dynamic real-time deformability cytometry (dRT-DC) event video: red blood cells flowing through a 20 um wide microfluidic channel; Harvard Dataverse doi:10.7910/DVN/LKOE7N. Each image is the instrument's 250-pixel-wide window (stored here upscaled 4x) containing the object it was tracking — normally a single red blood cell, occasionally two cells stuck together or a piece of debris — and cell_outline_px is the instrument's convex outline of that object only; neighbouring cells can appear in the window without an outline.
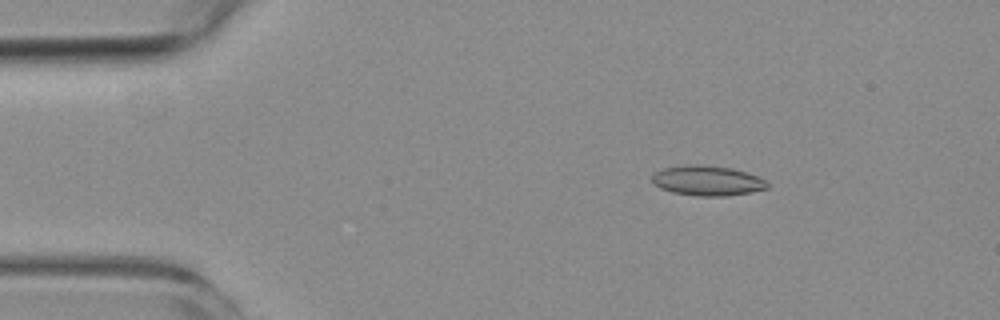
{"species": "common noctule bat (a hibernating species)", "species_latin": "Nyctalus noctula", "temperature_condition": "room temperature", "stored_images_in_passage": 4, "camera_frame_rate_fps": 3000, "um_per_image_px": 0.085, "animal": {"sex": "female", "body_mass_g": 19.3, "forearm_length_mm": 54.1}, "frame": {"image": 1, "passage_image": 2, "time_ms": 1.333, "image_size_px": [1000, 320], "cell_outline_px": [[768, 188], [752, 192], [724, 196], [696, 196], [672, 192], [660, 188], [652, 184], [652, 176], [656, 172], [664, 168], [688, 164], [700, 164], [732, 168], [756, 176], [764, 180], [768, 184]], "centroid_in_image_um": [60.09, 15.36], "position_along_channel_um": 24.9, "area_um2": 20.11}}